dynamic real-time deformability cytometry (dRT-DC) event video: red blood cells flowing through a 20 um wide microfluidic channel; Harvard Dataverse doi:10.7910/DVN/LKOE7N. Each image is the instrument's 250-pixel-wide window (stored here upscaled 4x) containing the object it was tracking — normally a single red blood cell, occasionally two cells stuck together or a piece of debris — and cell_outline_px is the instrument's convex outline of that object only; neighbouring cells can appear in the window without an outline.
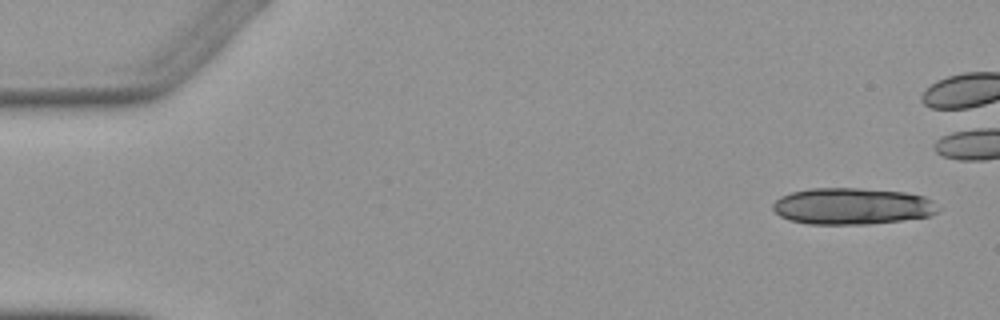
{"species": "Egyptian fruit bat (a non-hibernating species)", "species_latin": "Rousettus aegyptiacus", "temperature_condition": "warm", "stored_images_in_passage": 5, "camera_frame_rate_fps": 3000, "um_per_image_px": 0.085, "animal": {"sex": "female"}, "frame": {"image": 1, "passage_image": 1, "time_ms": 0.0, "image_size_px": [1000, 320], "cell_outline_px": [[940, 208], [932, 216], [868, 224], [808, 224], [788, 220], [780, 216], [772, 208], [772, 204], [780, 196], [792, 192], [812, 188], [860, 188], [904, 192], [924, 196], [932, 200]], "centroid_in_image_um": [72.43, 17.52], "position_along_channel_um": 12.6, "area_um2": 35.32}}